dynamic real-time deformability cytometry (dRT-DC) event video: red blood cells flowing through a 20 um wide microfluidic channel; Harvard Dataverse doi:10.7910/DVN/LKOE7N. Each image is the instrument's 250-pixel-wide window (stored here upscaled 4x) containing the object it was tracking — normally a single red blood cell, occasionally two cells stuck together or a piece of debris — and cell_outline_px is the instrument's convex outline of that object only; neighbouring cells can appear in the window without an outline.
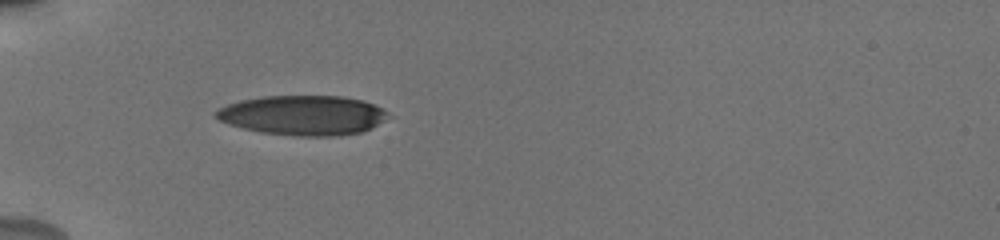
{"species": "human", "species_latin": "Homo sapiens", "temperature_condition": "cold", "stored_images_in_passage": 19, "camera_frame_rate_fps": 3000, "um_per_image_px": 0.085, "donor": {"sex": "male"}, "frame": {"image": 1, "passage_image": 1, "time_ms": 0.0, "image_size_px": [1000, 240], "cell_outline_px": [[392, 116], [372, 128], [360, 132], [340, 136], [296, 136], [260, 132], [228, 124], [212, 116], [212, 112], [228, 104], [240, 100], [264, 96], [344, 96], [364, 100], [384, 108]], "centroid_in_image_um": [25.79, 9.79], "position_along_channel_um": 59.2, "area_um2": 40.34}}
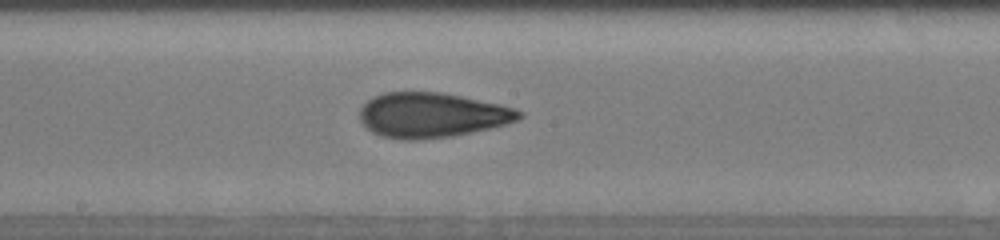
{"frame": {"image": 2, "passage_image": 12, "time_ms": 3.667, "image_size_px": [1000, 240], "cell_outline_px": [[524, 116], [516, 120], [504, 124], [472, 132], [452, 136], [416, 140], [404, 140], [380, 136], [372, 132], [360, 120], [360, 108], [372, 96], [384, 92], [444, 92], [500, 104], [516, 108], [524, 112]], "centroid_in_image_um": [36.7, 9.77], "position_along_channel_um": 211.5, "area_um2": 41.85}}
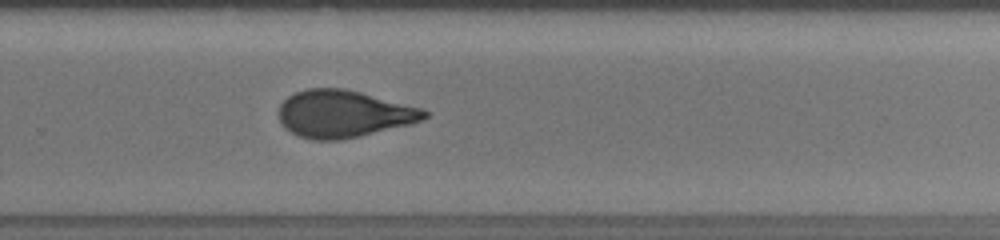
{"frame": {"image": 3, "passage_image": 19, "time_ms": 6.0, "image_size_px": [1000, 240], "cell_outline_px": [[432, 112], [428, 116], [420, 120], [408, 124], [340, 140], [312, 140], [296, 136], [284, 128], [280, 120], [280, 104], [288, 96], [296, 92], [308, 88], [344, 88], [424, 108]], "centroid_in_image_um": [29.19, 9.67], "position_along_channel_um": 300.6, "area_um2": 39.94}}